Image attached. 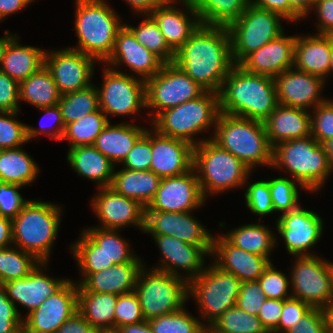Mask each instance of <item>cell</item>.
I'll list each match as a JSON object with an SVG mask.
<instances>
[{
	"mask_svg": "<svg viewBox=\"0 0 333 333\" xmlns=\"http://www.w3.org/2000/svg\"><path fill=\"white\" fill-rule=\"evenodd\" d=\"M22 186L2 182L0 184V215L9 219H14L29 201L25 200L19 193Z\"/></svg>",
	"mask_w": 333,
	"mask_h": 333,
	"instance_id": "cell-58",
	"label": "cell"
},
{
	"mask_svg": "<svg viewBox=\"0 0 333 333\" xmlns=\"http://www.w3.org/2000/svg\"><path fill=\"white\" fill-rule=\"evenodd\" d=\"M46 50L18 43L16 35L8 44L0 70L19 84L45 65Z\"/></svg>",
	"mask_w": 333,
	"mask_h": 333,
	"instance_id": "cell-35",
	"label": "cell"
},
{
	"mask_svg": "<svg viewBox=\"0 0 333 333\" xmlns=\"http://www.w3.org/2000/svg\"><path fill=\"white\" fill-rule=\"evenodd\" d=\"M244 198L249 210L259 215V219L274 213L268 180L250 183L246 188Z\"/></svg>",
	"mask_w": 333,
	"mask_h": 333,
	"instance_id": "cell-52",
	"label": "cell"
},
{
	"mask_svg": "<svg viewBox=\"0 0 333 333\" xmlns=\"http://www.w3.org/2000/svg\"><path fill=\"white\" fill-rule=\"evenodd\" d=\"M250 4L273 12H277L289 21V0H249Z\"/></svg>",
	"mask_w": 333,
	"mask_h": 333,
	"instance_id": "cell-67",
	"label": "cell"
},
{
	"mask_svg": "<svg viewBox=\"0 0 333 333\" xmlns=\"http://www.w3.org/2000/svg\"><path fill=\"white\" fill-rule=\"evenodd\" d=\"M280 215L276 228L284 239L287 252L294 257L314 255L310 248L320 241L324 229L322 218L300 206Z\"/></svg>",
	"mask_w": 333,
	"mask_h": 333,
	"instance_id": "cell-17",
	"label": "cell"
},
{
	"mask_svg": "<svg viewBox=\"0 0 333 333\" xmlns=\"http://www.w3.org/2000/svg\"><path fill=\"white\" fill-rule=\"evenodd\" d=\"M151 156V130L146 129V132L137 140L122 162L123 168L128 170H150Z\"/></svg>",
	"mask_w": 333,
	"mask_h": 333,
	"instance_id": "cell-55",
	"label": "cell"
},
{
	"mask_svg": "<svg viewBox=\"0 0 333 333\" xmlns=\"http://www.w3.org/2000/svg\"><path fill=\"white\" fill-rule=\"evenodd\" d=\"M269 188L271 192L272 205L274 212L278 211L283 213L293 211L300 205L298 186L306 190L301 184L294 179L285 177H277L275 179L268 180Z\"/></svg>",
	"mask_w": 333,
	"mask_h": 333,
	"instance_id": "cell-49",
	"label": "cell"
},
{
	"mask_svg": "<svg viewBox=\"0 0 333 333\" xmlns=\"http://www.w3.org/2000/svg\"><path fill=\"white\" fill-rule=\"evenodd\" d=\"M78 284L68 280L52 296L23 319V328L30 333H55L77 312Z\"/></svg>",
	"mask_w": 333,
	"mask_h": 333,
	"instance_id": "cell-19",
	"label": "cell"
},
{
	"mask_svg": "<svg viewBox=\"0 0 333 333\" xmlns=\"http://www.w3.org/2000/svg\"><path fill=\"white\" fill-rule=\"evenodd\" d=\"M21 148L0 150V178L2 182L26 187L36 180L40 168Z\"/></svg>",
	"mask_w": 333,
	"mask_h": 333,
	"instance_id": "cell-37",
	"label": "cell"
},
{
	"mask_svg": "<svg viewBox=\"0 0 333 333\" xmlns=\"http://www.w3.org/2000/svg\"><path fill=\"white\" fill-rule=\"evenodd\" d=\"M119 333H154L148 321L124 325L116 329Z\"/></svg>",
	"mask_w": 333,
	"mask_h": 333,
	"instance_id": "cell-71",
	"label": "cell"
},
{
	"mask_svg": "<svg viewBox=\"0 0 333 333\" xmlns=\"http://www.w3.org/2000/svg\"><path fill=\"white\" fill-rule=\"evenodd\" d=\"M282 19L285 20L277 12L249 4L240 17L227 26L233 63L239 65L249 54L283 34Z\"/></svg>",
	"mask_w": 333,
	"mask_h": 333,
	"instance_id": "cell-11",
	"label": "cell"
},
{
	"mask_svg": "<svg viewBox=\"0 0 333 333\" xmlns=\"http://www.w3.org/2000/svg\"><path fill=\"white\" fill-rule=\"evenodd\" d=\"M180 1L185 11L173 6ZM167 0L149 15L154 19L168 46L176 52L201 25L197 12L189 0ZM190 14V16H188Z\"/></svg>",
	"mask_w": 333,
	"mask_h": 333,
	"instance_id": "cell-25",
	"label": "cell"
},
{
	"mask_svg": "<svg viewBox=\"0 0 333 333\" xmlns=\"http://www.w3.org/2000/svg\"><path fill=\"white\" fill-rule=\"evenodd\" d=\"M75 31L82 52L96 61L105 62L111 55L115 38L124 25L106 0H75Z\"/></svg>",
	"mask_w": 333,
	"mask_h": 333,
	"instance_id": "cell-4",
	"label": "cell"
},
{
	"mask_svg": "<svg viewBox=\"0 0 333 333\" xmlns=\"http://www.w3.org/2000/svg\"><path fill=\"white\" fill-rule=\"evenodd\" d=\"M20 333H30L28 331H26L24 328L21 329Z\"/></svg>",
	"mask_w": 333,
	"mask_h": 333,
	"instance_id": "cell-78",
	"label": "cell"
},
{
	"mask_svg": "<svg viewBox=\"0 0 333 333\" xmlns=\"http://www.w3.org/2000/svg\"><path fill=\"white\" fill-rule=\"evenodd\" d=\"M27 5H30L27 0H0V21L26 8Z\"/></svg>",
	"mask_w": 333,
	"mask_h": 333,
	"instance_id": "cell-69",
	"label": "cell"
},
{
	"mask_svg": "<svg viewBox=\"0 0 333 333\" xmlns=\"http://www.w3.org/2000/svg\"><path fill=\"white\" fill-rule=\"evenodd\" d=\"M23 319L15 304L8 299L5 285L0 283V333H20Z\"/></svg>",
	"mask_w": 333,
	"mask_h": 333,
	"instance_id": "cell-56",
	"label": "cell"
},
{
	"mask_svg": "<svg viewBox=\"0 0 333 333\" xmlns=\"http://www.w3.org/2000/svg\"><path fill=\"white\" fill-rule=\"evenodd\" d=\"M71 252L81 273H97L114 265L84 231L77 242L71 245Z\"/></svg>",
	"mask_w": 333,
	"mask_h": 333,
	"instance_id": "cell-46",
	"label": "cell"
},
{
	"mask_svg": "<svg viewBox=\"0 0 333 333\" xmlns=\"http://www.w3.org/2000/svg\"><path fill=\"white\" fill-rule=\"evenodd\" d=\"M173 63L206 91L219 93L235 65L227 26L201 24L175 52Z\"/></svg>",
	"mask_w": 333,
	"mask_h": 333,
	"instance_id": "cell-1",
	"label": "cell"
},
{
	"mask_svg": "<svg viewBox=\"0 0 333 333\" xmlns=\"http://www.w3.org/2000/svg\"><path fill=\"white\" fill-rule=\"evenodd\" d=\"M313 9L319 18L316 34L333 35V0H316Z\"/></svg>",
	"mask_w": 333,
	"mask_h": 333,
	"instance_id": "cell-64",
	"label": "cell"
},
{
	"mask_svg": "<svg viewBox=\"0 0 333 333\" xmlns=\"http://www.w3.org/2000/svg\"><path fill=\"white\" fill-rule=\"evenodd\" d=\"M311 136L320 144L333 138V100L326 99L314 108Z\"/></svg>",
	"mask_w": 333,
	"mask_h": 333,
	"instance_id": "cell-54",
	"label": "cell"
},
{
	"mask_svg": "<svg viewBox=\"0 0 333 333\" xmlns=\"http://www.w3.org/2000/svg\"><path fill=\"white\" fill-rule=\"evenodd\" d=\"M92 198V209L99 218L101 229L119 230L128 225L144 231L145 207L137 200L117 194L110 187L98 188Z\"/></svg>",
	"mask_w": 333,
	"mask_h": 333,
	"instance_id": "cell-20",
	"label": "cell"
},
{
	"mask_svg": "<svg viewBox=\"0 0 333 333\" xmlns=\"http://www.w3.org/2000/svg\"><path fill=\"white\" fill-rule=\"evenodd\" d=\"M213 333H268L256 315L229 308L209 327Z\"/></svg>",
	"mask_w": 333,
	"mask_h": 333,
	"instance_id": "cell-47",
	"label": "cell"
},
{
	"mask_svg": "<svg viewBox=\"0 0 333 333\" xmlns=\"http://www.w3.org/2000/svg\"><path fill=\"white\" fill-rule=\"evenodd\" d=\"M312 307L303 301L290 297L283 300V310L281 312L278 327L272 333H285L294 327L301 317Z\"/></svg>",
	"mask_w": 333,
	"mask_h": 333,
	"instance_id": "cell-59",
	"label": "cell"
},
{
	"mask_svg": "<svg viewBox=\"0 0 333 333\" xmlns=\"http://www.w3.org/2000/svg\"><path fill=\"white\" fill-rule=\"evenodd\" d=\"M296 35L281 34L249 54L240 64L245 71L275 78L283 71L293 68Z\"/></svg>",
	"mask_w": 333,
	"mask_h": 333,
	"instance_id": "cell-27",
	"label": "cell"
},
{
	"mask_svg": "<svg viewBox=\"0 0 333 333\" xmlns=\"http://www.w3.org/2000/svg\"><path fill=\"white\" fill-rule=\"evenodd\" d=\"M141 269L135 292L146 321L177 312L188 298V281L181 276L155 269Z\"/></svg>",
	"mask_w": 333,
	"mask_h": 333,
	"instance_id": "cell-9",
	"label": "cell"
},
{
	"mask_svg": "<svg viewBox=\"0 0 333 333\" xmlns=\"http://www.w3.org/2000/svg\"><path fill=\"white\" fill-rule=\"evenodd\" d=\"M147 128L136 124L109 122L97 136L93 146L114 165L122 163Z\"/></svg>",
	"mask_w": 333,
	"mask_h": 333,
	"instance_id": "cell-33",
	"label": "cell"
},
{
	"mask_svg": "<svg viewBox=\"0 0 333 333\" xmlns=\"http://www.w3.org/2000/svg\"><path fill=\"white\" fill-rule=\"evenodd\" d=\"M311 112L278 105L263 122L272 148L281 142L311 135Z\"/></svg>",
	"mask_w": 333,
	"mask_h": 333,
	"instance_id": "cell-31",
	"label": "cell"
},
{
	"mask_svg": "<svg viewBox=\"0 0 333 333\" xmlns=\"http://www.w3.org/2000/svg\"><path fill=\"white\" fill-rule=\"evenodd\" d=\"M108 123L109 120L106 114L99 109L75 122L67 124L62 140H69L70 148L93 145L97 136Z\"/></svg>",
	"mask_w": 333,
	"mask_h": 333,
	"instance_id": "cell-43",
	"label": "cell"
},
{
	"mask_svg": "<svg viewBox=\"0 0 333 333\" xmlns=\"http://www.w3.org/2000/svg\"><path fill=\"white\" fill-rule=\"evenodd\" d=\"M290 278L283 272L270 265L257 280L267 298L285 300L292 297L289 294Z\"/></svg>",
	"mask_w": 333,
	"mask_h": 333,
	"instance_id": "cell-53",
	"label": "cell"
},
{
	"mask_svg": "<svg viewBox=\"0 0 333 333\" xmlns=\"http://www.w3.org/2000/svg\"><path fill=\"white\" fill-rule=\"evenodd\" d=\"M273 168L286 170L306 191L317 192L333 172L322 144L311 135L273 148ZM284 168V169H283Z\"/></svg>",
	"mask_w": 333,
	"mask_h": 333,
	"instance_id": "cell-6",
	"label": "cell"
},
{
	"mask_svg": "<svg viewBox=\"0 0 333 333\" xmlns=\"http://www.w3.org/2000/svg\"><path fill=\"white\" fill-rule=\"evenodd\" d=\"M55 333H99L77 311Z\"/></svg>",
	"mask_w": 333,
	"mask_h": 333,
	"instance_id": "cell-65",
	"label": "cell"
},
{
	"mask_svg": "<svg viewBox=\"0 0 333 333\" xmlns=\"http://www.w3.org/2000/svg\"><path fill=\"white\" fill-rule=\"evenodd\" d=\"M9 33L10 32L6 30V32H5L6 36L0 37V68H1V65L3 62L5 50L9 44V42L16 36V34L11 35Z\"/></svg>",
	"mask_w": 333,
	"mask_h": 333,
	"instance_id": "cell-72",
	"label": "cell"
},
{
	"mask_svg": "<svg viewBox=\"0 0 333 333\" xmlns=\"http://www.w3.org/2000/svg\"><path fill=\"white\" fill-rule=\"evenodd\" d=\"M30 4H31V2H35L34 0H27Z\"/></svg>",
	"mask_w": 333,
	"mask_h": 333,
	"instance_id": "cell-79",
	"label": "cell"
},
{
	"mask_svg": "<svg viewBox=\"0 0 333 333\" xmlns=\"http://www.w3.org/2000/svg\"><path fill=\"white\" fill-rule=\"evenodd\" d=\"M118 295L78 292L77 311L98 332L114 329V308Z\"/></svg>",
	"mask_w": 333,
	"mask_h": 333,
	"instance_id": "cell-36",
	"label": "cell"
},
{
	"mask_svg": "<svg viewBox=\"0 0 333 333\" xmlns=\"http://www.w3.org/2000/svg\"><path fill=\"white\" fill-rule=\"evenodd\" d=\"M48 263H39V265L26 277L11 280L4 283L7 297L16 306V303L28 310V314L37 309L47 297L52 296L69 279H53L44 273L42 266ZM41 265V266H40Z\"/></svg>",
	"mask_w": 333,
	"mask_h": 333,
	"instance_id": "cell-28",
	"label": "cell"
},
{
	"mask_svg": "<svg viewBox=\"0 0 333 333\" xmlns=\"http://www.w3.org/2000/svg\"><path fill=\"white\" fill-rule=\"evenodd\" d=\"M19 96L20 101L43 108L58 105L61 94L50 71L44 65L19 84Z\"/></svg>",
	"mask_w": 333,
	"mask_h": 333,
	"instance_id": "cell-38",
	"label": "cell"
},
{
	"mask_svg": "<svg viewBox=\"0 0 333 333\" xmlns=\"http://www.w3.org/2000/svg\"><path fill=\"white\" fill-rule=\"evenodd\" d=\"M325 314L327 317L328 333H333V305L325 309Z\"/></svg>",
	"mask_w": 333,
	"mask_h": 333,
	"instance_id": "cell-74",
	"label": "cell"
},
{
	"mask_svg": "<svg viewBox=\"0 0 333 333\" xmlns=\"http://www.w3.org/2000/svg\"><path fill=\"white\" fill-rule=\"evenodd\" d=\"M104 64L110 68L125 64L137 77L147 80L158 73L165 63L141 45L124 24L117 32L113 51Z\"/></svg>",
	"mask_w": 333,
	"mask_h": 333,
	"instance_id": "cell-24",
	"label": "cell"
},
{
	"mask_svg": "<svg viewBox=\"0 0 333 333\" xmlns=\"http://www.w3.org/2000/svg\"><path fill=\"white\" fill-rule=\"evenodd\" d=\"M285 333H328L325 310L312 307L294 327Z\"/></svg>",
	"mask_w": 333,
	"mask_h": 333,
	"instance_id": "cell-61",
	"label": "cell"
},
{
	"mask_svg": "<svg viewBox=\"0 0 333 333\" xmlns=\"http://www.w3.org/2000/svg\"><path fill=\"white\" fill-rule=\"evenodd\" d=\"M241 284L235 275L223 271L214 263L188 281V297L192 296L198 303L205 327L209 328L222 313L236 306Z\"/></svg>",
	"mask_w": 333,
	"mask_h": 333,
	"instance_id": "cell-10",
	"label": "cell"
},
{
	"mask_svg": "<svg viewBox=\"0 0 333 333\" xmlns=\"http://www.w3.org/2000/svg\"><path fill=\"white\" fill-rule=\"evenodd\" d=\"M145 264L128 262L114 264L109 269L97 273H82L78 292L109 293L120 295L136 288L138 275Z\"/></svg>",
	"mask_w": 333,
	"mask_h": 333,
	"instance_id": "cell-29",
	"label": "cell"
},
{
	"mask_svg": "<svg viewBox=\"0 0 333 333\" xmlns=\"http://www.w3.org/2000/svg\"><path fill=\"white\" fill-rule=\"evenodd\" d=\"M202 25L228 26L238 19L249 0H189Z\"/></svg>",
	"mask_w": 333,
	"mask_h": 333,
	"instance_id": "cell-40",
	"label": "cell"
},
{
	"mask_svg": "<svg viewBox=\"0 0 333 333\" xmlns=\"http://www.w3.org/2000/svg\"><path fill=\"white\" fill-rule=\"evenodd\" d=\"M151 129L150 170L161 178L183 175L193 169L194 146Z\"/></svg>",
	"mask_w": 333,
	"mask_h": 333,
	"instance_id": "cell-21",
	"label": "cell"
},
{
	"mask_svg": "<svg viewBox=\"0 0 333 333\" xmlns=\"http://www.w3.org/2000/svg\"><path fill=\"white\" fill-rule=\"evenodd\" d=\"M42 110V112L44 111V116H48V118L50 120H52L54 123L56 122V125L54 127L51 126L50 128L46 127V124L42 122V127L41 129L38 128H33L31 126H27V140L29 142V140L31 141L32 138H36V136H39L41 134H45L50 136L51 139H56L57 140H62L63 134H64V130H65V124L63 122L62 119V115H61V111L58 105L55 106H51V107H43V108H39V110ZM47 118V119H48Z\"/></svg>",
	"mask_w": 333,
	"mask_h": 333,
	"instance_id": "cell-60",
	"label": "cell"
},
{
	"mask_svg": "<svg viewBox=\"0 0 333 333\" xmlns=\"http://www.w3.org/2000/svg\"><path fill=\"white\" fill-rule=\"evenodd\" d=\"M205 91L174 63H165L158 73L145 80L146 108L155 113L150 122L160 112L196 99Z\"/></svg>",
	"mask_w": 333,
	"mask_h": 333,
	"instance_id": "cell-13",
	"label": "cell"
},
{
	"mask_svg": "<svg viewBox=\"0 0 333 333\" xmlns=\"http://www.w3.org/2000/svg\"><path fill=\"white\" fill-rule=\"evenodd\" d=\"M331 54L332 35H296L293 67L326 81L330 74Z\"/></svg>",
	"mask_w": 333,
	"mask_h": 333,
	"instance_id": "cell-30",
	"label": "cell"
},
{
	"mask_svg": "<svg viewBox=\"0 0 333 333\" xmlns=\"http://www.w3.org/2000/svg\"><path fill=\"white\" fill-rule=\"evenodd\" d=\"M322 146L326 152L328 162L333 169V138L326 140L322 143Z\"/></svg>",
	"mask_w": 333,
	"mask_h": 333,
	"instance_id": "cell-73",
	"label": "cell"
},
{
	"mask_svg": "<svg viewBox=\"0 0 333 333\" xmlns=\"http://www.w3.org/2000/svg\"><path fill=\"white\" fill-rule=\"evenodd\" d=\"M13 245L12 219L0 215V249Z\"/></svg>",
	"mask_w": 333,
	"mask_h": 333,
	"instance_id": "cell-70",
	"label": "cell"
},
{
	"mask_svg": "<svg viewBox=\"0 0 333 333\" xmlns=\"http://www.w3.org/2000/svg\"><path fill=\"white\" fill-rule=\"evenodd\" d=\"M58 106L65 126L99 110V93L95 84L62 94Z\"/></svg>",
	"mask_w": 333,
	"mask_h": 333,
	"instance_id": "cell-41",
	"label": "cell"
},
{
	"mask_svg": "<svg viewBox=\"0 0 333 333\" xmlns=\"http://www.w3.org/2000/svg\"><path fill=\"white\" fill-rule=\"evenodd\" d=\"M190 212L145 210L144 233L169 235L185 243L201 246L211 255L214 236Z\"/></svg>",
	"mask_w": 333,
	"mask_h": 333,
	"instance_id": "cell-15",
	"label": "cell"
},
{
	"mask_svg": "<svg viewBox=\"0 0 333 333\" xmlns=\"http://www.w3.org/2000/svg\"><path fill=\"white\" fill-rule=\"evenodd\" d=\"M219 95L220 113L264 122L279 105L275 80L234 65Z\"/></svg>",
	"mask_w": 333,
	"mask_h": 333,
	"instance_id": "cell-2",
	"label": "cell"
},
{
	"mask_svg": "<svg viewBox=\"0 0 333 333\" xmlns=\"http://www.w3.org/2000/svg\"><path fill=\"white\" fill-rule=\"evenodd\" d=\"M62 208L53 203L30 200L12 219L13 245L48 263L61 224Z\"/></svg>",
	"mask_w": 333,
	"mask_h": 333,
	"instance_id": "cell-5",
	"label": "cell"
},
{
	"mask_svg": "<svg viewBox=\"0 0 333 333\" xmlns=\"http://www.w3.org/2000/svg\"><path fill=\"white\" fill-rule=\"evenodd\" d=\"M136 14H149L167 0H125Z\"/></svg>",
	"mask_w": 333,
	"mask_h": 333,
	"instance_id": "cell-68",
	"label": "cell"
},
{
	"mask_svg": "<svg viewBox=\"0 0 333 333\" xmlns=\"http://www.w3.org/2000/svg\"><path fill=\"white\" fill-rule=\"evenodd\" d=\"M291 269L290 292L311 307L327 309L333 305V263L317 255L296 256Z\"/></svg>",
	"mask_w": 333,
	"mask_h": 333,
	"instance_id": "cell-12",
	"label": "cell"
},
{
	"mask_svg": "<svg viewBox=\"0 0 333 333\" xmlns=\"http://www.w3.org/2000/svg\"><path fill=\"white\" fill-rule=\"evenodd\" d=\"M333 72V35H332V54H331V64H330V74Z\"/></svg>",
	"mask_w": 333,
	"mask_h": 333,
	"instance_id": "cell-75",
	"label": "cell"
},
{
	"mask_svg": "<svg viewBox=\"0 0 333 333\" xmlns=\"http://www.w3.org/2000/svg\"><path fill=\"white\" fill-rule=\"evenodd\" d=\"M18 113L0 112V150L15 149L28 143L27 125L15 119Z\"/></svg>",
	"mask_w": 333,
	"mask_h": 333,
	"instance_id": "cell-50",
	"label": "cell"
},
{
	"mask_svg": "<svg viewBox=\"0 0 333 333\" xmlns=\"http://www.w3.org/2000/svg\"><path fill=\"white\" fill-rule=\"evenodd\" d=\"M103 84L98 89L99 109L108 115H134L146 108L145 80L117 68H104Z\"/></svg>",
	"mask_w": 333,
	"mask_h": 333,
	"instance_id": "cell-14",
	"label": "cell"
},
{
	"mask_svg": "<svg viewBox=\"0 0 333 333\" xmlns=\"http://www.w3.org/2000/svg\"><path fill=\"white\" fill-rule=\"evenodd\" d=\"M162 178L151 170H114L111 185L117 194L137 200L143 207H147L155 196Z\"/></svg>",
	"mask_w": 333,
	"mask_h": 333,
	"instance_id": "cell-34",
	"label": "cell"
},
{
	"mask_svg": "<svg viewBox=\"0 0 333 333\" xmlns=\"http://www.w3.org/2000/svg\"><path fill=\"white\" fill-rule=\"evenodd\" d=\"M210 139L252 171L258 164L272 167L273 148L263 122L220 113Z\"/></svg>",
	"mask_w": 333,
	"mask_h": 333,
	"instance_id": "cell-3",
	"label": "cell"
},
{
	"mask_svg": "<svg viewBox=\"0 0 333 333\" xmlns=\"http://www.w3.org/2000/svg\"><path fill=\"white\" fill-rule=\"evenodd\" d=\"M114 329L145 321L142 314L139 298L134 291L120 294L114 308Z\"/></svg>",
	"mask_w": 333,
	"mask_h": 333,
	"instance_id": "cell-51",
	"label": "cell"
},
{
	"mask_svg": "<svg viewBox=\"0 0 333 333\" xmlns=\"http://www.w3.org/2000/svg\"><path fill=\"white\" fill-rule=\"evenodd\" d=\"M314 2V0H289V21H300L305 16L307 18L313 9Z\"/></svg>",
	"mask_w": 333,
	"mask_h": 333,
	"instance_id": "cell-66",
	"label": "cell"
},
{
	"mask_svg": "<svg viewBox=\"0 0 333 333\" xmlns=\"http://www.w3.org/2000/svg\"><path fill=\"white\" fill-rule=\"evenodd\" d=\"M283 300L267 298L260 308L257 317L268 333H272L279 324Z\"/></svg>",
	"mask_w": 333,
	"mask_h": 333,
	"instance_id": "cell-63",
	"label": "cell"
},
{
	"mask_svg": "<svg viewBox=\"0 0 333 333\" xmlns=\"http://www.w3.org/2000/svg\"><path fill=\"white\" fill-rule=\"evenodd\" d=\"M149 325L154 333H201L204 323L192 316L185 306L177 312L150 319Z\"/></svg>",
	"mask_w": 333,
	"mask_h": 333,
	"instance_id": "cell-48",
	"label": "cell"
},
{
	"mask_svg": "<svg viewBox=\"0 0 333 333\" xmlns=\"http://www.w3.org/2000/svg\"><path fill=\"white\" fill-rule=\"evenodd\" d=\"M157 243L162 258L152 269L184 277L187 281L197 277L205 269V259L209 254L201 247L185 243L169 235H151ZM206 256V257H205ZM177 269L186 271L180 275Z\"/></svg>",
	"mask_w": 333,
	"mask_h": 333,
	"instance_id": "cell-23",
	"label": "cell"
},
{
	"mask_svg": "<svg viewBox=\"0 0 333 333\" xmlns=\"http://www.w3.org/2000/svg\"><path fill=\"white\" fill-rule=\"evenodd\" d=\"M219 114L218 93L205 91L196 99L160 112L151 122L158 133L196 146L208 138H198V141L194 136L208 128H215Z\"/></svg>",
	"mask_w": 333,
	"mask_h": 333,
	"instance_id": "cell-7",
	"label": "cell"
},
{
	"mask_svg": "<svg viewBox=\"0 0 333 333\" xmlns=\"http://www.w3.org/2000/svg\"><path fill=\"white\" fill-rule=\"evenodd\" d=\"M229 232L226 235L224 234V236L234 246L259 256L269 258L271 251L277 244V238L274 237V233H271V229L260 223L242 225Z\"/></svg>",
	"mask_w": 333,
	"mask_h": 333,
	"instance_id": "cell-39",
	"label": "cell"
},
{
	"mask_svg": "<svg viewBox=\"0 0 333 333\" xmlns=\"http://www.w3.org/2000/svg\"><path fill=\"white\" fill-rule=\"evenodd\" d=\"M211 255L216 256L213 262L216 266L235 275L241 282L257 281L271 263L268 257L234 246L224 234L214 237Z\"/></svg>",
	"mask_w": 333,
	"mask_h": 333,
	"instance_id": "cell-26",
	"label": "cell"
},
{
	"mask_svg": "<svg viewBox=\"0 0 333 333\" xmlns=\"http://www.w3.org/2000/svg\"><path fill=\"white\" fill-rule=\"evenodd\" d=\"M201 333H213V331L210 328L206 327Z\"/></svg>",
	"mask_w": 333,
	"mask_h": 333,
	"instance_id": "cell-77",
	"label": "cell"
},
{
	"mask_svg": "<svg viewBox=\"0 0 333 333\" xmlns=\"http://www.w3.org/2000/svg\"><path fill=\"white\" fill-rule=\"evenodd\" d=\"M67 153V160L78 176L96 182L98 188L111 185L115 165L93 145L73 147Z\"/></svg>",
	"mask_w": 333,
	"mask_h": 333,
	"instance_id": "cell-32",
	"label": "cell"
},
{
	"mask_svg": "<svg viewBox=\"0 0 333 333\" xmlns=\"http://www.w3.org/2000/svg\"><path fill=\"white\" fill-rule=\"evenodd\" d=\"M266 299L258 281H244L236 300V307L257 316Z\"/></svg>",
	"mask_w": 333,
	"mask_h": 333,
	"instance_id": "cell-57",
	"label": "cell"
},
{
	"mask_svg": "<svg viewBox=\"0 0 333 333\" xmlns=\"http://www.w3.org/2000/svg\"><path fill=\"white\" fill-rule=\"evenodd\" d=\"M99 333H119L117 330H105V331H100Z\"/></svg>",
	"mask_w": 333,
	"mask_h": 333,
	"instance_id": "cell-76",
	"label": "cell"
},
{
	"mask_svg": "<svg viewBox=\"0 0 333 333\" xmlns=\"http://www.w3.org/2000/svg\"><path fill=\"white\" fill-rule=\"evenodd\" d=\"M205 201L193 168L180 176L162 178L154 198L145 210L190 212L200 208Z\"/></svg>",
	"mask_w": 333,
	"mask_h": 333,
	"instance_id": "cell-18",
	"label": "cell"
},
{
	"mask_svg": "<svg viewBox=\"0 0 333 333\" xmlns=\"http://www.w3.org/2000/svg\"><path fill=\"white\" fill-rule=\"evenodd\" d=\"M19 83L0 70V112L19 111Z\"/></svg>",
	"mask_w": 333,
	"mask_h": 333,
	"instance_id": "cell-62",
	"label": "cell"
},
{
	"mask_svg": "<svg viewBox=\"0 0 333 333\" xmlns=\"http://www.w3.org/2000/svg\"><path fill=\"white\" fill-rule=\"evenodd\" d=\"M114 264L142 262L134 255L130 245L118 233L119 230L89 227L83 230Z\"/></svg>",
	"mask_w": 333,
	"mask_h": 333,
	"instance_id": "cell-42",
	"label": "cell"
},
{
	"mask_svg": "<svg viewBox=\"0 0 333 333\" xmlns=\"http://www.w3.org/2000/svg\"><path fill=\"white\" fill-rule=\"evenodd\" d=\"M50 51L45 53V66L61 95L83 90L92 84L90 82L96 62L94 58L71 47Z\"/></svg>",
	"mask_w": 333,
	"mask_h": 333,
	"instance_id": "cell-16",
	"label": "cell"
},
{
	"mask_svg": "<svg viewBox=\"0 0 333 333\" xmlns=\"http://www.w3.org/2000/svg\"><path fill=\"white\" fill-rule=\"evenodd\" d=\"M143 16H145L143 21L137 27L125 25L147 50L158 56L164 63H173L175 52L166 43L160 28L149 14H143Z\"/></svg>",
	"mask_w": 333,
	"mask_h": 333,
	"instance_id": "cell-45",
	"label": "cell"
},
{
	"mask_svg": "<svg viewBox=\"0 0 333 333\" xmlns=\"http://www.w3.org/2000/svg\"><path fill=\"white\" fill-rule=\"evenodd\" d=\"M39 263L32 254L14 245L0 249V283L28 276Z\"/></svg>",
	"mask_w": 333,
	"mask_h": 333,
	"instance_id": "cell-44",
	"label": "cell"
},
{
	"mask_svg": "<svg viewBox=\"0 0 333 333\" xmlns=\"http://www.w3.org/2000/svg\"><path fill=\"white\" fill-rule=\"evenodd\" d=\"M274 80L280 105L307 110L314 109L326 100L320 93L326 81L315 75L293 67L283 71Z\"/></svg>",
	"mask_w": 333,
	"mask_h": 333,
	"instance_id": "cell-22",
	"label": "cell"
},
{
	"mask_svg": "<svg viewBox=\"0 0 333 333\" xmlns=\"http://www.w3.org/2000/svg\"><path fill=\"white\" fill-rule=\"evenodd\" d=\"M195 169L201 193L214 195L241 187L253 172L237 157L220 148L210 138L194 146ZM207 195V196H206Z\"/></svg>",
	"mask_w": 333,
	"mask_h": 333,
	"instance_id": "cell-8",
	"label": "cell"
}]
</instances>
